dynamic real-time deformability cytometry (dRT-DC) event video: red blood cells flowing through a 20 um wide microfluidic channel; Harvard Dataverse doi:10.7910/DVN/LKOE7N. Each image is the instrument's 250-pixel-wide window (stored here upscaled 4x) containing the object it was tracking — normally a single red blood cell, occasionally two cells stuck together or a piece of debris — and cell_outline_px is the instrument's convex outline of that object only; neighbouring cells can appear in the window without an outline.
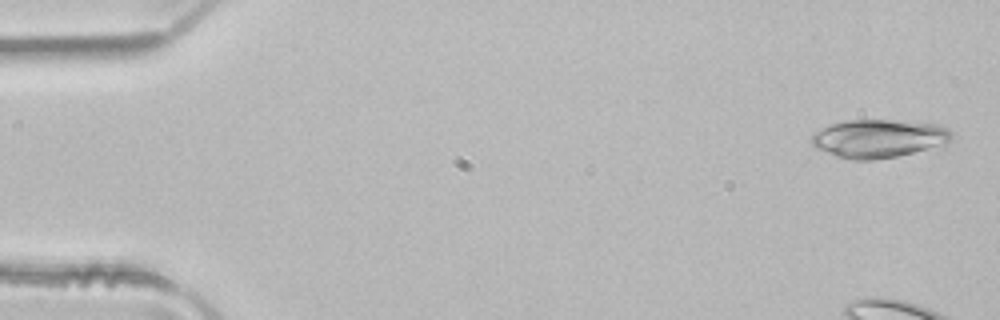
{"species": "common noctule bat (a hibernating species)", "species_latin": "Nyctalus noctula", "temperature_condition": "room temperature", "stored_images_in_passage": 4, "camera_frame_rate_fps": 3000, "um_per_image_px": 0.085, "animal": {"sex": "male", "body_mass_g": 21.5, "forearm_length_mm": 52.0}, "frame": {"image": 1, "passage_image": 1, "time_ms": 0.0, "image_size_px": [1000, 320], "cell_outline_px": [[956, 136], [944, 148], [876, 160], [848, 160], [836, 156], [816, 148], [812, 144], [812, 136], [816, 132], [832, 124], [848, 120], [896, 120], [940, 124], [948, 128]], "centroid_in_image_um": [74.85, 11.8], "position_along_channel_um": 10.1, "area_um2": 32.14}}
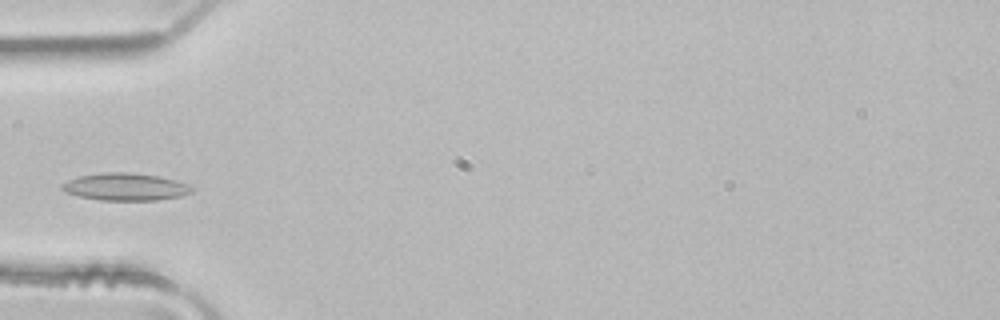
{"frame": {"image": 2, "passage_image": 4, "time_ms": 1.0, "image_size_px": [1000, 320], "cell_outline_px": [[196, 188], [192, 192], [180, 196], [156, 200], [100, 200], [80, 196], [64, 192], [60, 188], [60, 184], [68, 180], [80, 176], [104, 172], [128, 172], [160, 176], [176, 180], [188, 184]], "centroid_in_image_um": [10.67, 15.87], "position_along_channel_um": 74.3, "area_um2": 20.81}}